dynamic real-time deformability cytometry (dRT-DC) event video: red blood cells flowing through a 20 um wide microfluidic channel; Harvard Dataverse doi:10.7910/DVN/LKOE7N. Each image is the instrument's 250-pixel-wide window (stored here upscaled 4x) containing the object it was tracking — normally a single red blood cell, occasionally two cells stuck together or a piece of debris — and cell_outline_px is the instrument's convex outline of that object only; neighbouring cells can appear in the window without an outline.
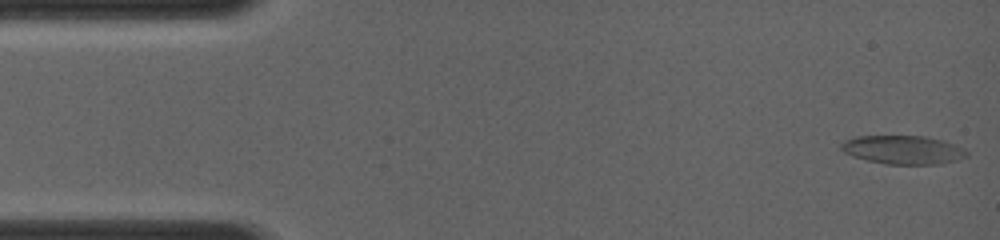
{"species": "common noctule bat (a hibernating species)", "species_latin": "Nyctalus noctula", "temperature_condition": "room temperature", "stored_images_in_passage": 30, "camera_frame_rate_fps": 4000, "um_per_image_px": 0.085, "animal": {"sex": "female", "body_mass_g": 19.0, "forearm_length_mm": 56.7}, "frame": {"image": 1, "passage_image": 1, "time_ms": 0.0, "image_size_px": [1000, 240], "cell_outline_px": [[968, 156], [960, 160], [940, 164], [888, 164], [868, 160], [852, 156], [844, 152], [840, 148], [840, 144], [844, 140], [856, 136], [924, 136], [944, 140], [964, 148], [968, 152]], "centroid_in_image_um": [76.79, 12.73], "position_along_channel_um": 8.2, "area_um2": 21.1}}
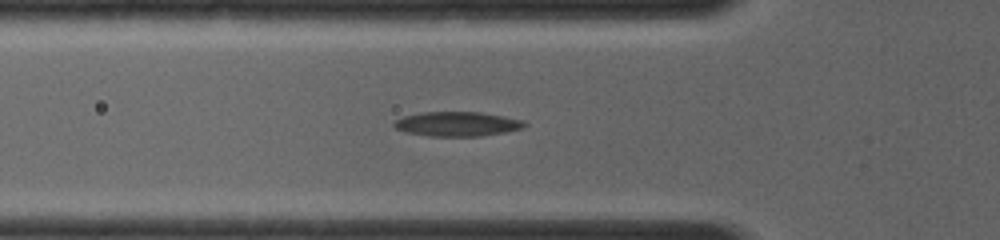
{"frame": {"image": 2, "passage_image": 20, "time_ms": 4.25, "image_size_px": [1000, 240], "cell_outline_px": [[528, 124], [524, 128], [504, 132], [480, 136], [428, 136], [404, 132], [396, 128], [392, 124], [396, 120], [404, 116], [420, 112], [480, 112], [504, 116], [524, 120]], "centroid_in_image_um": [38.87, 10.53], "position_along_channel_um": 86.9, "area_um2": 18.73}}
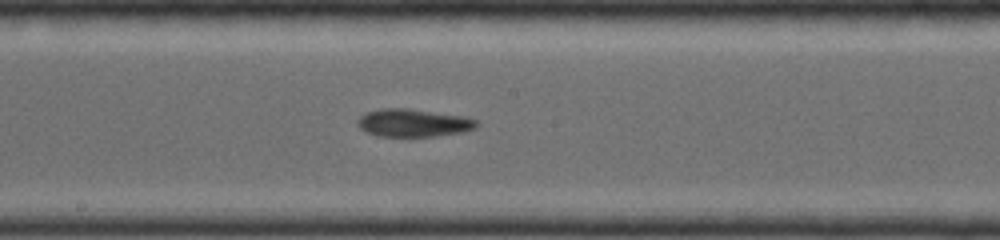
{"frame": {"image": 3, "passage_image": 30, "time_ms": 7.0, "image_size_px": [1000, 240], "cell_outline_px": [[480, 124], [476, 128], [464, 132], [436, 136], [380, 136], [368, 132], [360, 128], [356, 124], [356, 120], [364, 112], [380, 108], [408, 108], [464, 116], [476, 120]], "centroid_in_image_um": [35.13, 10.43], "position_along_channel_um": 213.1, "area_um2": 19.48}}